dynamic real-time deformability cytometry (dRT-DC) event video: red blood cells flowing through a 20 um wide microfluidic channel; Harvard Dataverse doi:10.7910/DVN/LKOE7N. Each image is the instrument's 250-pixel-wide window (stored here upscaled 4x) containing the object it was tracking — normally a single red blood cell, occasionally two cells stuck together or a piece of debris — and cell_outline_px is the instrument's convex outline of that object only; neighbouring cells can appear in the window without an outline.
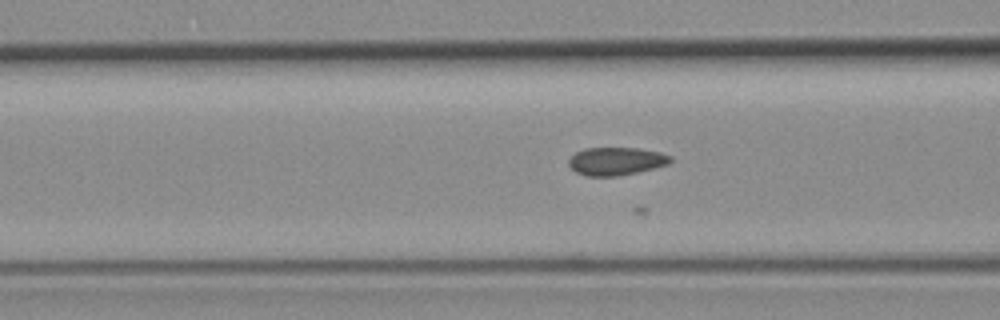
{"species": "common noctule bat (a hibernating species)", "species_latin": "Nyctalus noctula", "temperature_condition": "room temperature", "stored_images_in_passage": 32, "camera_frame_rate_fps": 3000, "um_per_image_px": 0.085, "animal": {"sex": "female", "body_mass_g": 19.3, "forearm_length_mm": 54.1}, "frame": {"image": 1, "passage_image": 20, "time_ms": 6.333, "image_size_px": [1000, 320], "cell_outline_px": [[672, 160], [668, 164], [636, 172], [616, 176], [588, 176], [576, 172], [568, 164], [568, 160], [576, 152], [584, 148], [636, 148], [660, 152], [672, 156]], "centroid_in_image_um": [52.36, 13.69], "position_along_channel_um": 114.2, "area_um2": 16.42}}
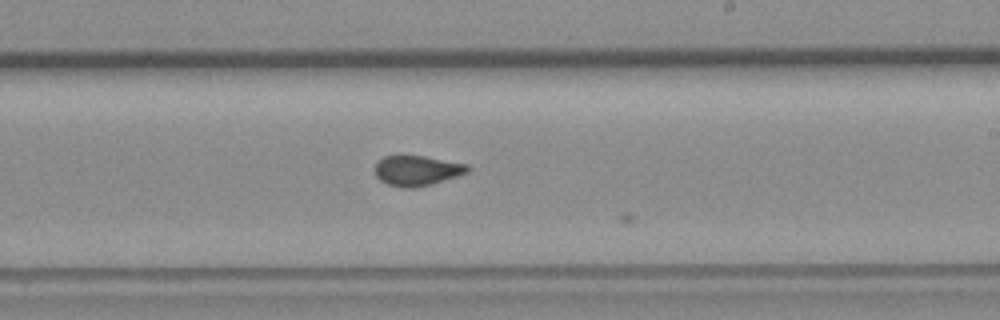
{"frame": {"image": 2, "passage_image": 31, "time_ms": 10.0, "image_size_px": [1000, 320], "cell_outline_px": [[472, 168], [468, 172], [432, 184], [412, 188], [404, 188], [388, 184], [380, 180], [376, 176], [376, 164], [384, 156], [424, 156], [468, 164]], "centroid_in_image_um": [35.48, 14.5], "position_along_channel_um": 253.5, "area_um2": 16.13}}